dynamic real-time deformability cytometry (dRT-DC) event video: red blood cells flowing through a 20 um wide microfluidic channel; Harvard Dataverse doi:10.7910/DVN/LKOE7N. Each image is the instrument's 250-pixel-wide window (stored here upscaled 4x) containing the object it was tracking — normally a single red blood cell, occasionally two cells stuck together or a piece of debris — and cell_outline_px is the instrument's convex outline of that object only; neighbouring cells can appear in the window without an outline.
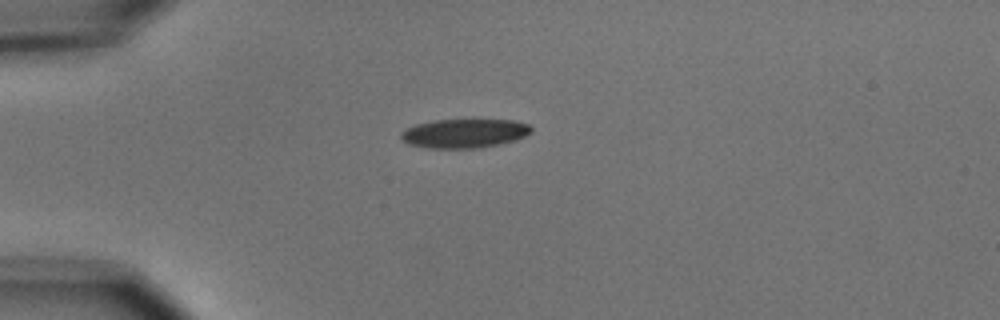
{"species": "common noctule bat (a hibernating species)", "species_latin": "Nyctalus noctula", "temperature_condition": "cold", "stored_images_in_passage": 3, "camera_frame_rate_fps": 3000, "um_per_image_px": 0.085, "animal": {"sex": "male", "body_mass_g": 15.6}, "frame": {"image": 1, "passage_image": 3, "time_ms": 3.333, "image_size_px": [1000, 320], "cell_outline_px": [[532, 132], [516, 140], [500, 144], [480, 148], [424, 148], [408, 144], [400, 140], [400, 132], [416, 124], [432, 120], [516, 120], [528, 124], [532, 128]], "centroid_in_image_um": [39.45, 11.34], "position_along_channel_um": 45.5, "area_um2": 22.25}}